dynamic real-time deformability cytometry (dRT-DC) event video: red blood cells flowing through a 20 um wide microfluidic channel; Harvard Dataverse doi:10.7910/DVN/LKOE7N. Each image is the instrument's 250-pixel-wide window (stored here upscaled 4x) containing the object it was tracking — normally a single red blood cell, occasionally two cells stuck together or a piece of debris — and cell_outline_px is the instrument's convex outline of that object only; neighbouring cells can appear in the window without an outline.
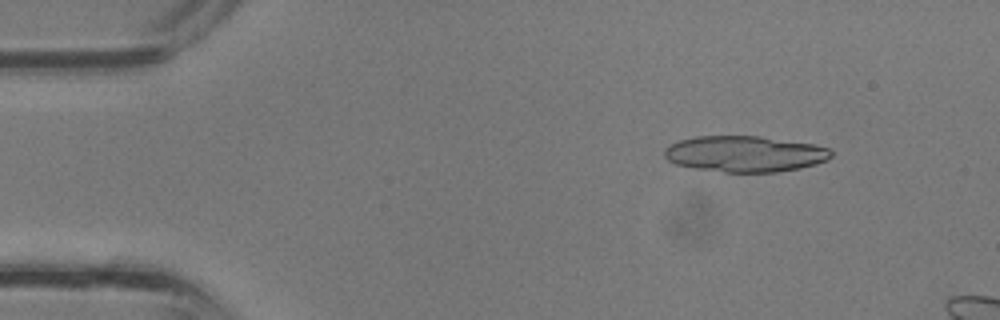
{"species": "common noctule bat (a hibernating species)", "species_latin": "Nyctalus noctula", "temperature_condition": "room temperature", "stored_images_in_passage": 9, "camera_frame_rate_fps": 3000, "um_per_image_px": 0.085, "animal": {"sex": "male", "body_mass_g": 13.3}, "frame": {"image": 1, "passage_image": 4, "time_ms": 1.0, "image_size_px": [1000, 320], "cell_outline_px": [[832, 156], [828, 160], [816, 164], [800, 168], [776, 172], [724, 172], [692, 168], [676, 164], [668, 160], [664, 156], [664, 148], [680, 140], [696, 136], [760, 136], [816, 144], [828, 148], [832, 152]], "centroid_in_image_um": [63.33, 13.08], "position_along_channel_um": 21.7, "area_um2": 35.2}}